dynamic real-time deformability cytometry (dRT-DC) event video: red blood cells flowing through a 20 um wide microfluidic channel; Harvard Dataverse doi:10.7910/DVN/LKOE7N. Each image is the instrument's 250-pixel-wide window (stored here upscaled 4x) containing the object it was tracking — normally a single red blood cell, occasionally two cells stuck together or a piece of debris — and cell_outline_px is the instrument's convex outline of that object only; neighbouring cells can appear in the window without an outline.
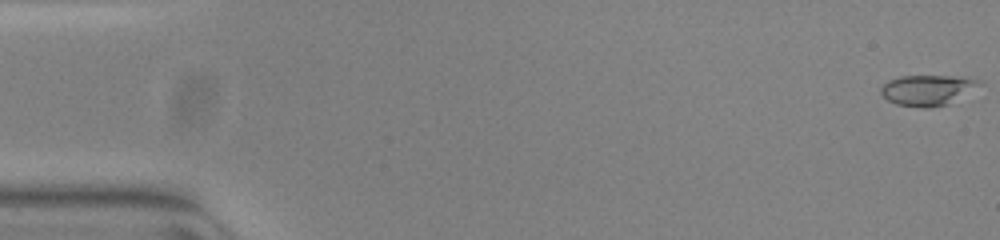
{"species": "common noctule bat (a hibernating species)", "species_latin": "Nyctalus noctula", "temperature_condition": "warm", "stored_images_in_passage": 53, "camera_frame_rate_fps": 3000, "um_per_image_px": 0.085, "animal": {"sex": "female", "body_mass_g": 23.0, "forearm_length_mm": 53.4}, "frame": {"image": 1, "passage_image": 1, "time_ms": 0.0, "image_size_px": [1000, 240], "cell_outline_px": [[984, 84], [948, 104], [932, 108], [924, 108], [896, 104], [888, 100], [880, 92], [880, 88], [888, 80], [900, 76], [948, 76], [984, 80]], "centroid_in_image_um": [78.86, 7.66], "position_along_channel_um": 6.1, "area_um2": 17.57}}
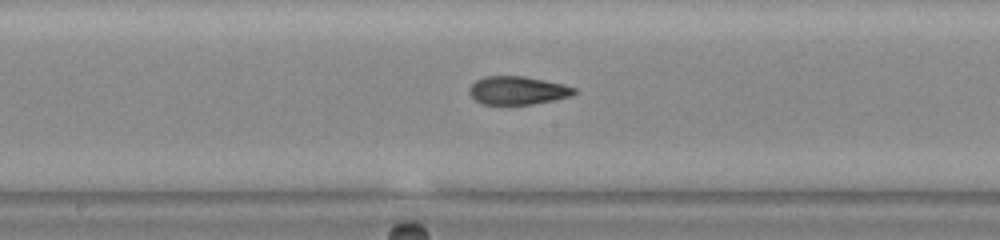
{"frame": {"image": 2, "passage_image": 28, "time_ms": 9.0, "image_size_px": [1000, 240], "cell_outline_px": [[580, 92], [572, 96], [556, 100], [532, 104], [484, 104], [476, 100], [468, 92], [468, 88], [476, 80], [484, 76], [524, 76], [564, 84], [576, 88]], "centroid_in_image_um": [44.05, 7.68], "position_along_channel_um": 204.2, "area_um2": 17.46}}
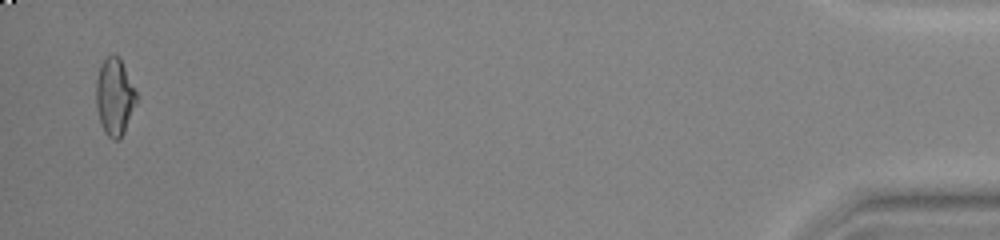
{"frame": {"image": 3, "passage_image": 52, "time_ms": 17.0, "image_size_px": [1000, 240], "cell_outline_px": [[136, 104], [124, 132], [120, 140], [112, 140], [104, 132], [100, 124], [96, 108], [96, 80], [100, 64], [108, 56], [120, 56], [136, 92]], "centroid_in_image_um": [9.72, 8.26], "position_along_channel_um": 425.5, "area_um2": 18.21}, "authors_computed_cell_mechanics": {"area_um2": 17.5712, "velocity_mm_per_s": 3.9043, "shape_relaxation_time_tau1_ms": null, "shape_relaxation_time_tau2_ms": 1.6236, "deformation_change_tau1": null, "deformation_change_tau2": 0.0872}}